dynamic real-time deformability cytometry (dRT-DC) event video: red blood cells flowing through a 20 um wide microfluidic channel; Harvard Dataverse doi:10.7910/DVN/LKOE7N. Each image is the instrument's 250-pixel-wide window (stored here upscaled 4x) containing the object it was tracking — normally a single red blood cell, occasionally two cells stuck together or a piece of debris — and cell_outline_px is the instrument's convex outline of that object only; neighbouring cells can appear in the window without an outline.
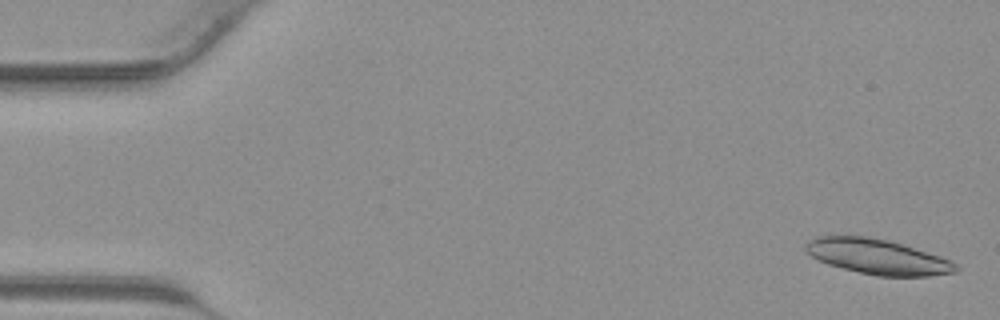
{"species": "common noctule bat (a hibernating species)", "species_latin": "Nyctalus noctula", "temperature_condition": "warm", "stored_images_in_passage": 41, "camera_frame_rate_fps": 3000, "um_per_image_px": 0.085, "animal": {"sex": "male", "body_mass_g": 23.1, "forearm_length_mm": 52.7}, "frame": {"image": 1, "passage_image": 1, "time_ms": 0.0, "image_size_px": [1000, 320], "cell_outline_px": [[960, 268], [956, 272], [928, 276], [876, 276], [828, 264], [804, 252], [804, 244], [808, 240], [816, 236], [864, 236], [888, 240], [940, 256], [956, 264]], "centroid_in_image_um": [74.56, 21.82], "position_along_channel_um": 10.4, "area_um2": 30.52}}
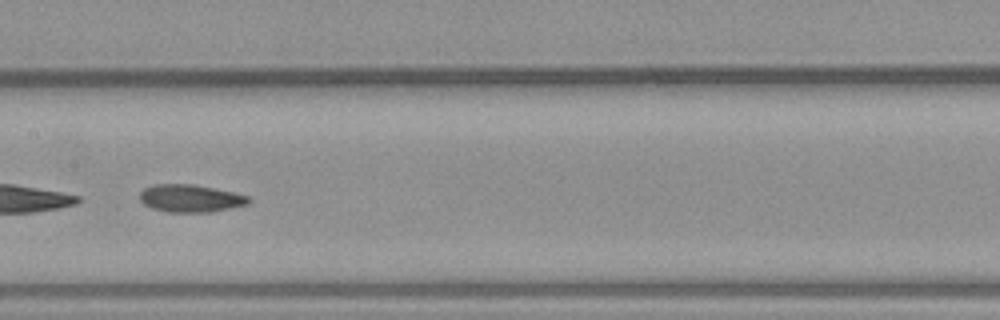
{"frame": {"image": 2, "passage_image": 21, "time_ms": 6.667, "image_size_px": [1000, 320], "cell_outline_px": [[252, 200], [248, 204], [208, 212], [168, 212], [152, 208], [144, 204], [140, 200], [140, 192], [144, 188], [152, 184], [192, 184], [236, 192], [248, 196]], "centroid_in_image_um": [16.18, 16.85], "position_along_channel_um": 191.2, "area_um2": 17.51}}
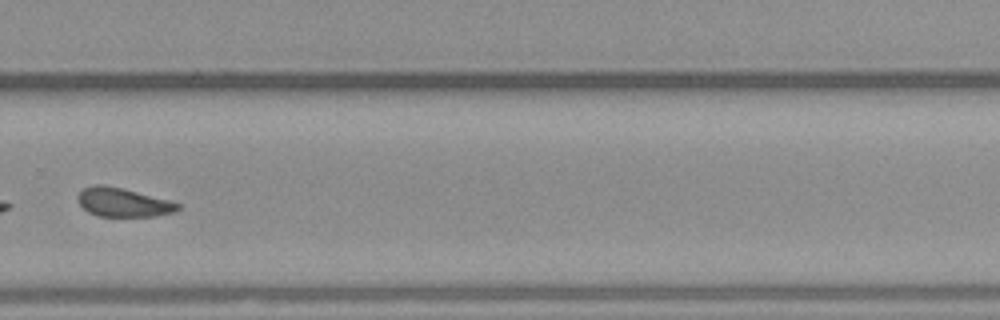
{"frame": {"image": 3, "passage_image": 29, "time_ms": 9.333, "image_size_px": [1000, 320], "cell_outline_px": [[180, 208], [172, 212], [156, 216], [100, 216], [88, 212], [76, 200], [76, 196], [84, 188], [92, 184], [104, 184], [124, 188], [168, 200], [180, 204]], "centroid_in_image_um": [10.42, 17.18], "position_along_channel_um": 319.4, "area_um2": 16.82}}